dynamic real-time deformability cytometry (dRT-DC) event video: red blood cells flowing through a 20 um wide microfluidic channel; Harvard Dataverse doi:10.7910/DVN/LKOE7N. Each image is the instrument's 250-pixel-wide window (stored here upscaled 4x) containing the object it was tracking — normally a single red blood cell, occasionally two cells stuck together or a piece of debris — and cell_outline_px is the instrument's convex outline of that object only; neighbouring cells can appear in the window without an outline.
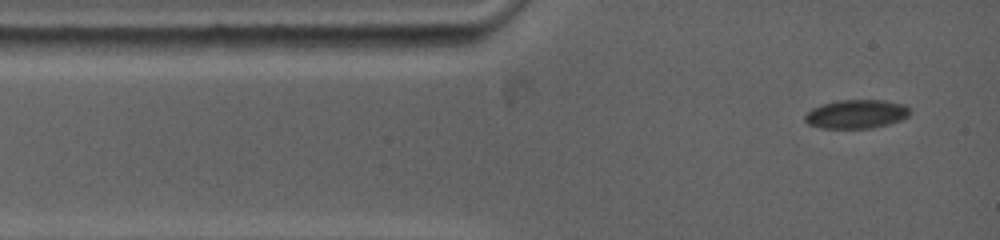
{"species": "common noctule bat (a hibernating species)", "species_latin": "Nyctalus noctula", "temperature_condition": "warm", "stored_images_in_passage": 7, "camera_frame_rate_fps": 5000, "um_per_image_px": 0.085, "animal": {"sex": "female", "body_mass_g": 19.0, "forearm_length_mm": 53.3}, "frame": {"image": 1, "passage_image": 1, "time_ms": 0.0, "image_size_px": [1000, 240], "cell_outline_px": [[908, 116], [900, 120], [888, 124], [872, 128], [820, 128], [808, 124], [804, 120], [804, 116], [812, 108], [820, 104], [836, 100], [884, 100], [904, 104], [908, 108]], "centroid_in_image_um": [72.74, 9.69], "position_along_channel_um": 12.3, "area_um2": 17.63}}
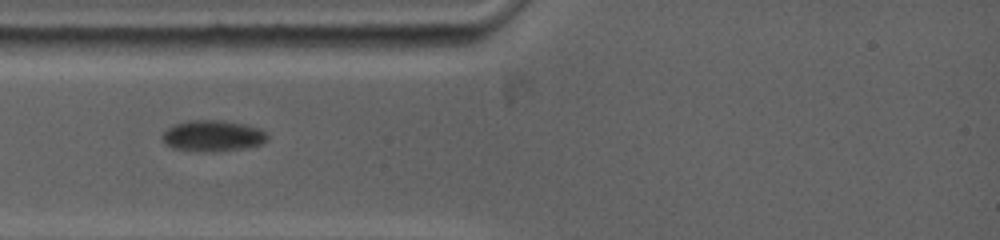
{"frame": {"image": 2, "passage_image": 6, "time_ms": 2.4, "image_size_px": [1000, 240], "cell_outline_px": [[268, 140], [260, 144], [244, 148], [216, 152], [196, 152], [172, 148], [160, 136], [172, 124], [188, 120], [220, 120], [244, 124], [260, 128], [268, 136]], "centroid_in_image_um": [18.06, 11.55], "position_along_channel_um": 66.9, "area_um2": 19.25}}